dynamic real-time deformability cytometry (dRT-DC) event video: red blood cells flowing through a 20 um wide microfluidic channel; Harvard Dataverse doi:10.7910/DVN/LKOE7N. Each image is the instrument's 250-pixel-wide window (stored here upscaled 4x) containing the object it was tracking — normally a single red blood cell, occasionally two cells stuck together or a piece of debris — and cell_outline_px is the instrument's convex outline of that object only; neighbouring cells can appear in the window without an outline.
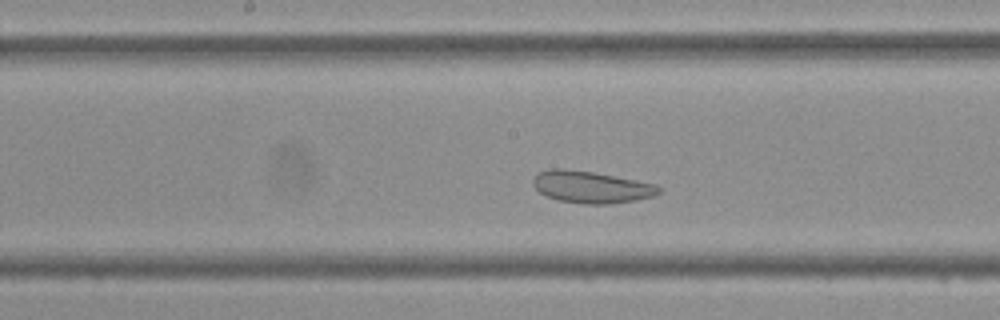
{"species": "Egyptian fruit bat (a non-hibernating species)", "species_latin": "Rousettus aegyptiacus", "temperature_condition": "cold", "stored_images_in_passage": 38, "camera_frame_rate_fps": 3000, "um_per_image_px": 0.085, "frame": {"image": 1, "passage_image": 16, "time_ms": 5.0, "image_size_px": [1000, 320], "cell_outline_px": [[660, 192], [652, 196], [636, 200], [608, 204], [584, 204], [560, 200], [548, 196], [540, 192], [532, 184], [532, 176], [536, 172], [548, 168], [564, 168], [592, 172], [656, 184], [660, 188]], "centroid_in_image_um": [50.19, 15.88], "position_along_channel_um": 198.0, "area_um2": 23.35}}
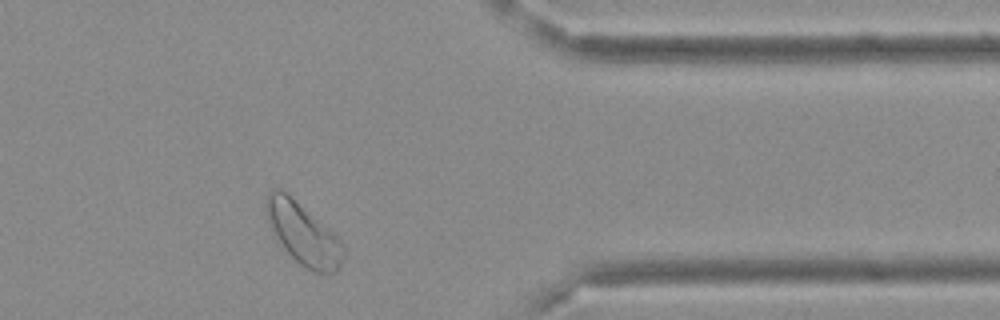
{"frame": {"image": 2, "passage_image": 30, "time_ms": 9.667, "image_size_px": [1000, 320], "cell_outline_px": [[344, 256], [336, 272], [328, 276], [312, 272], [300, 264], [284, 248], [272, 232], [268, 224], [268, 192], [272, 188], [280, 188], [288, 192], [332, 232], [344, 244]], "centroid_in_image_um": [25.8, 19.9], "position_along_channel_um": 385.6, "area_um2": 27.63}}
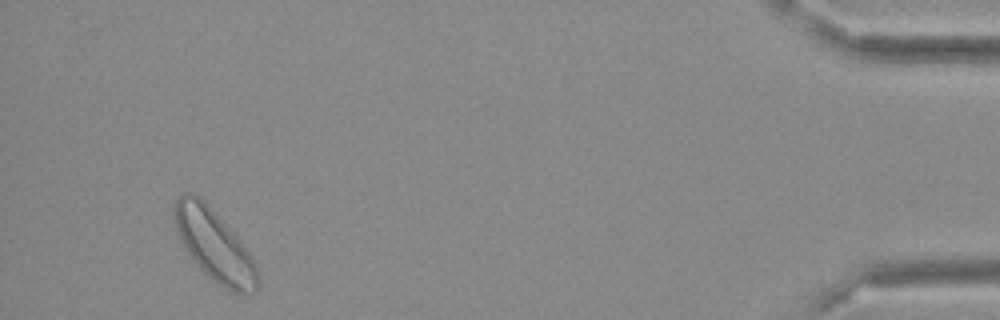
{"frame": {"image": 3, "passage_image": 36, "time_ms": 11.667, "image_size_px": [1000, 320], "cell_outline_px": [[260, 284], [248, 296], [244, 296], [232, 292], [212, 280], [196, 264], [188, 252], [176, 232], [172, 220], [172, 204], [184, 192], [188, 192], [204, 200], [224, 220], [240, 240], [248, 252], [256, 268], [260, 280]], "centroid_in_image_um": [18.19, 20.84], "position_along_channel_um": 417.0, "area_um2": 34.91}}